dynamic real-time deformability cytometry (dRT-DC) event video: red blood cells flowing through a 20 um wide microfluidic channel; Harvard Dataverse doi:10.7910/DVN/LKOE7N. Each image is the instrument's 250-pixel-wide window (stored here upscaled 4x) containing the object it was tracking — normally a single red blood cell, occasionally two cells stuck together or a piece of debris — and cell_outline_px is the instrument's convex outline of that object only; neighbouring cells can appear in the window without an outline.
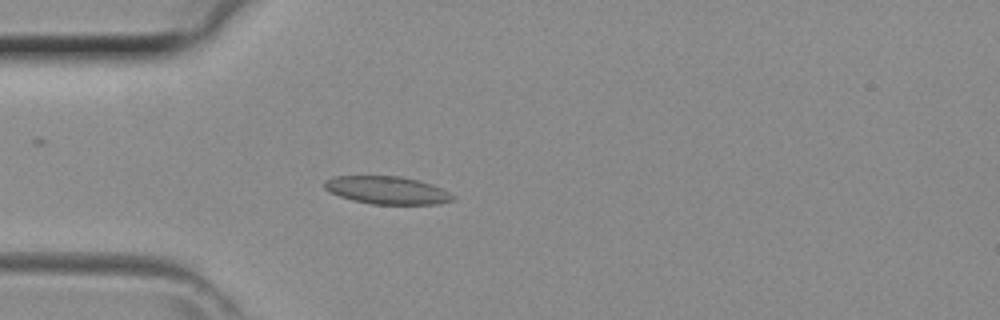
{"species": "common noctule bat (a hibernating species)", "species_latin": "Nyctalus noctula", "temperature_condition": "room temperature", "stored_images_in_passage": 42, "camera_frame_rate_fps": 3000, "um_per_image_px": 0.085, "animal": {"sex": "female", "body_mass_g": 29.2, "forearm_length_mm": 56.3}, "frame": {"image": 1, "passage_image": 11, "time_ms": 3.333, "image_size_px": [1000, 320], "cell_outline_px": [[456, 196], [452, 200], [440, 204], [372, 204], [352, 200], [328, 192], [324, 188], [324, 180], [332, 176], [400, 176], [420, 180], [432, 184]], "centroid_in_image_um": [32.87, 16.16], "position_along_channel_um": 52.1, "area_um2": 20.92}}
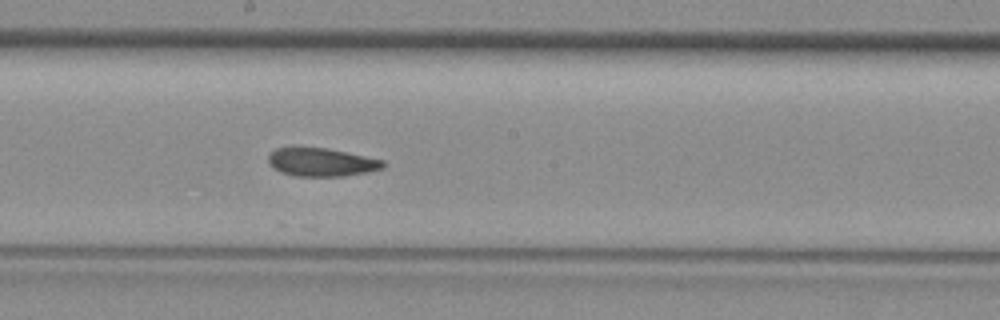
{"frame": {"image": 2, "passage_image": 22, "time_ms": 7.0, "image_size_px": [1000, 320], "cell_outline_px": [[384, 168], [368, 172], [344, 176], [296, 176], [280, 172], [272, 168], [268, 164], [268, 152], [276, 148], [292, 144], [296, 144], [328, 148], [384, 160]], "centroid_in_image_um": [27.22, 13.74], "position_along_channel_um": 221.0, "area_um2": 19.83}}
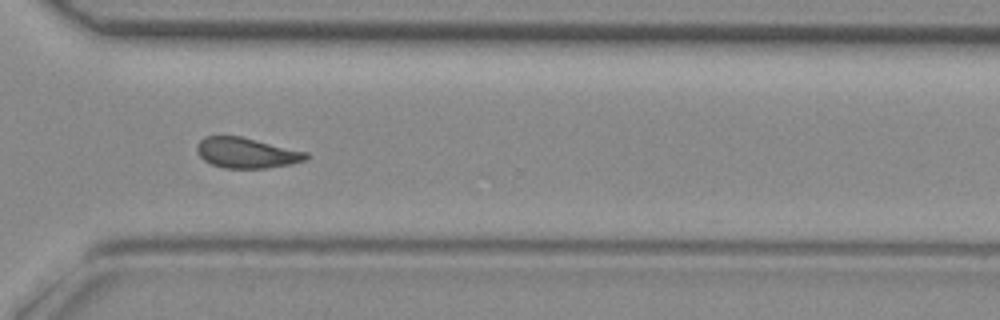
{"frame": {"image": 3, "passage_image": 30, "time_ms": 9.667, "image_size_px": [1000, 320], "cell_outline_px": [[308, 160], [292, 164], [268, 168], [224, 168], [212, 164], [204, 160], [196, 152], [196, 144], [204, 136], [240, 136], [308, 152]], "centroid_in_image_um": [20.96, 12.99], "position_along_channel_um": 349.6, "area_um2": 19.48}}